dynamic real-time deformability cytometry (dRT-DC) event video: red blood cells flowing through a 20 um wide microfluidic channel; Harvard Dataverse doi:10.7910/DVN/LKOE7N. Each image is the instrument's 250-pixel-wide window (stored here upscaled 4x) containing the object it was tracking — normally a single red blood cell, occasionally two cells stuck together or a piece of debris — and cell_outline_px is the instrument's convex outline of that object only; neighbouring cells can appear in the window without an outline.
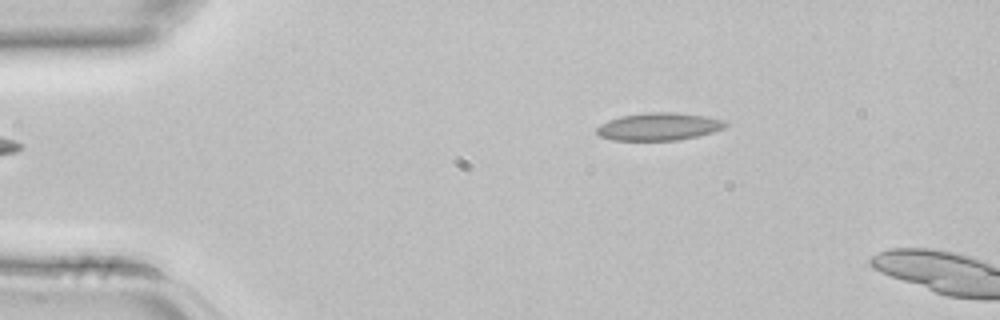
{"species": "common noctule bat (a hibernating species)", "species_latin": "Nyctalus noctula", "temperature_condition": "room temperature", "stored_images_in_passage": 3, "camera_frame_rate_fps": 3000, "um_per_image_px": 0.085, "animal": {"sex": "female", "body_mass_g": 22.7, "forearm_length_mm": 54.2}, "frame": {"image": 1, "passage_image": 3, "time_ms": 0.667, "image_size_px": [1000, 320], "cell_outline_px": [[728, 124], [724, 128], [712, 132], [696, 136], [676, 140], [612, 140], [600, 136], [596, 132], [596, 128], [600, 124], [608, 120], [620, 116], [648, 112], [676, 112], [708, 116], [724, 120]], "centroid_in_image_um": [56.0, 10.75], "position_along_channel_um": 29.0, "area_um2": 20.75}}